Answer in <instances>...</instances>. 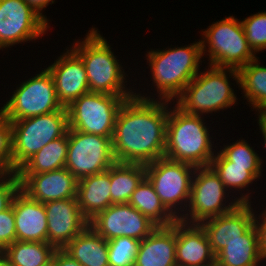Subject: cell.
Instances as JSON below:
<instances>
[{"instance_id": "8992f818", "label": "cell", "mask_w": 266, "mask_h": 266, "mask_svg": "<svg viewBox=\"0 0 266 266\" xmlns=\"http://www.w3.org/2000/svg\"><path fill=\"white\" fill-rule=\"evenodd\" d=\"M224 70L211 65L209 71L197 74L176 99V107L185 114L199 115L233 105L236 97Z\"/></svg>"}, {"instance_id": "e575fe53", "label": "cell", "mask_w": 266, "mask_h": 266, "mask_svg": "<svg viewBox=\"0 0 266 266\" xmlns=\"http://www.w3.org/2000/svg\"><path fill=\"white\" fill-rule=\"evenodd\" d=\"M16 241L15 218L12 205L0 213V250Z\"/></svg>"}, {"instance_id": "4dcf8cb0", "label": "cell", "mask_w": 266, "mask_h": 266, "mask_svg": "<svg viewBox=\"0 0 266 266\" xmlns=\"http://www.w3.org/2000/svg\"><path fill=\"white\" fill-rule=\"evenodd\" d=\"M107 242L109 266H134L140 240L122 236Z\"/></svg>"}, {"instance_id": "cb8c5ba5", "label": "cell", "mask_w": 266, "mask_h": 266, "mask_svg": "<svg viewBox=\"0 0 266 266\" xmlns=\"http://www.w3.org/2000/svg\"><path fill=\"white\" fill-rule=\"evenodd\" d=\"M261 260L258 231L254 224L241 239L228 243L215 255V266H257Z\"/></svg>"}, {"instance_id": "f1b7e54d", "label": "cell", "mask_w": 266, "mask_h": 266, "mask_svg": "<svg viewBox=\"0 0 266 266\" xmlns=\"http://www.w3.org/2000/svg\"><path fill=\"white\" fill-rule=\"evenodd\" d=\"M257 62L258 59L255 58L238 69V84L253 107L266 113V67Z\"/></svg>"}, {"instance_id": "d6a6232c", "label": "cell", "mask_w": 266, "mask_h": 266, "mask_svg": "<svg viewBox=\"0 0 266 266\" xmlns=\"http://www.w3.org/2000/svg\"><path fill=\"white\" fill-rule=\"evenodd\" d=\"M241 23L252 51L255 53L266 49V12H258Z\"/></svg>"}, {"instance_id": "8fae6325", "label": "cell", "mask_w": 266, "mask_h": 266, "mask_svg": "<svg viewBox=\"0 0 266 266\" xmlns=\"http://www.w3.org/2000/svg\"><path fill=\"white\" fill-rule=\"evenodd\" d=\"M146 178L153 185L156 194L159 196L164 206L177 218L176 211H173L176 204L180 201L190 199L192 170L196 167L185 163L167 159L165 157L146 164ZM187 199V200H186Z\"/></svg>"}, {"instance_id": "277c9868", "label": "cell", "mask_w": 266, "mask_h": 266, "mask_svg": "<svg viewBox=\"0 0 266 266\" xmlns=\"http://www.w3.org/2000/svg\"><path fill=\"white\" fill-rule=\"evenodd\" d=\"M85 40L72 47L73 51L82 59L89 85V92L107 93L121 97H132L123 86L124 75L120 64L97 30L89 31ZM78 46V47H77Z\"/></svg>"}, {"instance_id": "1f68e13d", "label": "cell", "mask_w": 266, "mask_h": 266, "mask_svg": "<svg viewBox=\"0 0 266 266\" xmlns=\"http://www.w3.org/2000/svg\"><path fill=\"white\" fill-rule=\"evenodd\" d=\"M219 152L232 165L248 166V170H261V159L243 140L227 146Z\"/></svg>"}, {"instance_id": "6da1fadb", "label": "cell", "mask_w": 266, "mask_h": 266, "mask_svg": "<svg viewBox=\"0 0 266 266\" xmlns=\"http://www.w3.org/2000/svg\"><path fill=\"white\" fill-rule=\"evenodd\" d=\"M166 107L139 95L124 101L111 139L115 162L146 165L164 157L169 112Z\"/></svg>"}, {"instance_id": "f546056e", "label": "cell", "mask_w": 266, "mask_h": 266, "mask_svg": "<svg viewBox=\"0 0 266 266\" xmlns=\"http://www.w3.org/2000/svg\"><path fill=\"white\" fill-rule=\"evenodd\" d=\"M209 166L227 188H244L261 176V170H248V166L232 165L221 153L213 157Z\"/></svg>"}, {"instance_id": "5b68a950", "label": "cell", "mask_w": 266, "mask_h": 266, "mask_svg": "<svg viewBox=\"0 0 266 266\" xmlns=\"http://www.w3.org/2000/svg\"><path fill=\"white\" fill-rule=\"evenodd\" d=\"M13 173L34 154L51 141L62 137L68 130V112L63 107L58 111L13 120Z\"/></svg>"}, {"instance_id": "ba28073f", "label": "cell", "mask_w": 266, "mask_h": 266, "mask_svg": "<svg viewBox=\"0 0 266 266\" xmlns=\"http://www.w3.org/2000/svg\"><path fill=\"white\" fill-rule=\"evenodd\" d=\"M128 98L96 92L81 95L67 107L68 128L112 137L117 113Z\"/></svg>"}, {"instance_id": "30bf717a", "label": "cell", "mask_w": 266, "mask_h": 266, "mask_svg": "<svg viewBox=\"0 0 266 266\" xmlns=\"http://www.w3.org/2000/svg\"><path fill=\"white\" fill-rule=\"evenodd\" d=\"M111 139L68 128L65 168L78 180L105 172L115 163Z\"/></svg>"}, {"instance_id": "f35d334b", "label": "cell", "mask_w": 266, "mask_h": 266, "mask_svg": "<svg viewBox=\"0 0 266 266\" xmlns=\"http://www.w3.org/2000/svg\"><path fill=\"white\" fill-rule=\"evenodd\" d=\"M24 1L28 3L41 16L42 13L40 12L42 8L46 7L51 1L52 3H54L53 0H24Z\"/></svg>"}, {"instance_id": "ab89813d", "label": "cell", "mask_w": 266, "mask_h": 266, "mask_svg": "<svg viewBox=\"0 0 266 266\" xmlns=\"http://www.w3.org/2000/svg\"><path fill=\"white\" fill-rule=\"evenodd\" d=\"M259 126L264 136L266 146V113H260L259 115Z\"/></svg>"}, {"instance_id": "3957f363", "label": "cell", "mask_w": 266, "mask_h": 266, "mask_svg": "<svg viewBox=\"0 0 266 266\" xmlns=\"http://www.w3.org/2000/svg\"><path fill=\"white\" fill-rule=\"evenodd\" d=\"M201 40L188 47L151 51L147 55L153 81L164 103L178 98L186 85L198 74L199 60L205 51Z\"/></svg>"}, {"instance_id": "d6986e66", "label": "cell", "mask_w": 266, "mask_h": 266, "mask_svg": "<svg viewBox=\"0 0 266 266\" xmlns=\"http://www.w3.org/2000/svg\"><path fill=\"white\" fill-rule=\"evenodd\" d=\"M255 219L250 204L239 203L231 211L202 222L213 254L216 255L228 243L241 239L255 224Z\"/></svg>"}, {"instance_id": "9c48e42d", "label": "cell", "mask_w": 266, "mask_h": 266, "mask_svg": "<svg viewBox=\"0 0 266 266\" xmlns=\"http://www.w3.org/2000/svg\"><path fill=\"white\" fill-rule=\"evenodd\" d=\"M62 108L56 95L53 77L46 68L22 83L0 111L13 121L48 114Z\"/></svg>"}, {"instance_id": "4316f807", "label": "cell", "mask_w": 266, "mask_h": 266, "mask_svg": "<svg viewBox=\"0 0 266 266\" xmlns=\"http://www.w3.org/2000/svg\"><path fill=\"white\" fill-rule=\"evenodd\" d=\"M145 177V165L115 162L110 167L111 204L128 203Z\"/></svg>"}, {"instance_id": "4fadbf2b", "label": "cell", "mask_w": 266, "mask_h": 266, "mask_svg": "<svg viewBox=\"0 0 266 266\" xmlns=\"http://www.w3.org/2000/svg\"><path fill=\"white\" fill-rule=\"evenodd\" d=\"M48 26L45 16L39 15L24 0H0V44L8 47L38 38Z\"/></svg>"}, {"instance_id": "9a60e30c", "label": "cell", "mask_w": 266, "mask_h": 266, "mask_svg": "<svg viewBox=\"0 0 266 266\" xmlns=\"http://www.w3.org/2000/svg\"><path fill=\"white\" fill-rule=\"evenodd\" d=\"M44 207L48 243L56 249H63L89 225V221L80 211L76 198L48 201L44 203Z\"/></svg>"}, {"instance_id": "2e32d148", "label": "cell", "mask_w": 266, "mask_h": 266, "mask_svg": "<svg viewBox=\"0 0 266 266\" xmlns=\"http://www.w3.org/2000/svg\"><path fill=\"white\" fill-rule=\"evenodd\" d=\"M17 176L20 180V189L41 203L76 198L78 179L66 168Z\"/></svg>"}, {"instance_id": "836d02e7", "label": "cell", "mask_w": 266, "mask_h": 266, "mask_svg": "<svg viewBox=\"0 0 266 266\" xmlns=\"http://www.w3.org/2000/svg\"><path fill=\"white\" fill-rule=\"evenodd\" d=\"M13 173L12 124L0 111V174Z\"/></svg>"}, {"instance_id": "ffe728a7", "label": "cell", "mask_w": 266, "mask_h": 266, "mask_svg": "<svg viewBox=\"0 0 266 266\" xmlns=\"http://www.w3.org/2000/svg\"><path fill=\"white\" fill-rule=\"evenodd\" d=\"M16 229V240L48 242L47 216L44 203L30 198L21 189L11 202Z\"/></svg>"}, {"instance_id": "484cf974", "label": "cell", "mask_w": 266, "mask_h": 266, "mask_svg": "<svg viewBox=\"0 0 266 266\" xmlns=\"http://www.w3.org/2000/svg\"><path fill=\"white\" fill-rule=\"evenodd\" d=\"M68 153V130L29 158L16 174H40L65 168Z\"/></svg>"}, {"instance_id": "d590c367", "label": "cell", "mask_w": 266, "mask_h": 266, "mask_svg": "<svg viewBox=\"0 0 266 266\" xmlns=\"http://www.w3.org/2000/svg\"><path fill=\"white\" fill-rule=\"evenodd\" d=\"M4 176L10 178L7 179ZM0 180H1L0 182V213H1L11 205L14 195L20 189V180L16 173H12V175L11 173L10 174L2 173L0 174Z\"/></svg>"}, {"instance_id": "60d3db41", "label": "cell", "mask_w": 266, "mask_h": 266, "mask_svg": "<svg viewBox=\"0 0 266 266\" xmlns=\"http://www.w3.org/2000/svg\"><path fill=\"white\" fill-rule=\"evenodd\" d=\"M0 266H10L3 250H0Z\"/></svg>"}, {"instance_id": "7402d4cb", "label": "cell", "mask_w": 266, "mask_h": 266, "mask_svg": "<svg viewBox=\"0 0 266 266\" xmlns=\"http://www.w3.org/2000/svg\"><path fill=\"white\" fill-rule=\"evenodd\" d=\"M110 168L78 180L76 199L82 215L90 221L111 205Z\"/></svg>"}, {"instance_id": "44dd1931", "label": "cell", "mask_w": 266, "mask_h": 266, "mask_svg": "<svg viewBox=\"0 0 266 266\" xmlns=\"http://www.w3.org/2000/svg\"><path fill=\"white\" fill-rule=\"evenodd\" d=\"M134 266H177L176 221L157 227L140 241Z\"/></svg>"}, {"instance_id": "603a6c76", "label": "cell", "mask_w": 266, "mask_h": 266, "mask_svg": "<svg viewBox=\"0 0 266 266\" xmlns=\"http://www.w3.org/2000/svg\"><path fill=\"white\" fill-rule=\"evenodd\" d=\"M63 250L81 266H109L108 242L89 225Z\"/></svg>"}, {"instance_id": "83f0119b", "label": "cell", "mask_w": 266, "mask_h": 266, "mask_svg": "<svg viewBox=\"0 0 266 266\" xmlns=\"http://www.w3.org/2000/svg\"><path fill=\"white\" fill-rule=\"evenodd\" d=\"M56 248L48 242L15 241L3 252L10 266H42L49 262Z\"/></svg>"}, {"instance_id": "7c38bea8", "label": "cell", "mask_w": 266, "mask_h": 266, "mask_svg": "<svg viewBox=\"0 0 266 266\" xmlns=\"http://www.w3.org/2000/svg\"><path fill=\"white\" fill-rule=\"evenodd\" d=\"M199 171V172H198ZM196 178L192 180L189 208L193 224H201L207 219L214 218L234 209L239 203H249L248 196H242L234 203L223 206L226 187L219 176L210 167H196L193 171ZM225 188V189H224ZM223 206V207H222Z\"/></svg>"}, {"instance_id": "7a4b0ae2", "label": "cell", "mask_w": 266, "mask_h": 266, "mask_svg": "<svg viewBox=\"0 0 266 266\" xmlns=\"http://www.w3.org/2000/svg\"><path fill=\"white\" fill-rule=\"evenodd\" d=\"M200 115L185 114L179 108L168 112L164 157L195 167H207L214 157L208 129Z\"/></svg>"}, {"instance_id": "ac0fdd59", "label": "cell", "mask_w": 266, "mask_h": 266, "mask_svg": "<svg viewBox=\"0 0 266 266\" xmlns=\"http://www.w3.org/2000/svg\"><path fill=\"white\" fill-rule=\"evenodd\" d=\"M56 89L58 101L68 107L81 95L89 93L86 69L82 59L73 51H67L48 68Z\"/></svg>"}, {"instance_id": "d4e9b609", "label": "cell", "mask_w": 266, "mask_h": 266, "mask_svg": "<svg viewBox=\"0 0 266 266\" xmlns=\"http://www.w3.org/2000/svg\"><path fill=\"white\" fill-rule=\"evenodd\" d=\"M128 203L157 227L171 226L178 219L164 206L146 177L132 193Z\"/></svg>"}, {"instance_id": "5bb4252c", "label": "cell", "mask_w": 266, "mask_h": 266, "mask_svg": "<svg viewBox=\"0 0 266 266\" xmlns=\"http://www.w3.org/2000/svg\"><path fill=\"white\" fill-rule=\"evenodd\" d=\"M89 226L107 241L122 236L141 241L157 228L129 203L111 204L91 219Z\"/></svg>"}, {"instance_id": "74e56055", "label": "cell", "mask_w": 266, "mask_h": 266, "mask_svg": "<svg viewBox=\"0 0 266 266\" xmlns=\"http://www.w3.org/2000/svg\"><path fill=\"white\" fill-rule=\"evenodd\" d=\"M54 266H81L74 258L63 249H56L54 252Z\"/></svg>"}, {"instance_id": "b9f144b4", "label": "cell", "mask_w": 266, "mask_h": 266, "mask_svg": "<svg viewBox=\"0 0 266 266\" xmlns=\"http://www.w3.org/2000/svg\"><path fill=\"white\" fill-rule=\"evenodd\" d=\"M42 266H54V254H53L52 259L49 262H47L46 264L42 265Z\"/></svg>"}, {"instance_id": "8d00e7d4", "label": "cell", "mask_w": 266, "mask_h": 266, "mask_svg": "<svg viewBox=\"0 0 266 266\" xmlns=\"http://www.w3.org/2000/svg\"><path fill=\"white\" fill-rule=\"evenodd\" d=\"M264 216V218H263ZM262 223L260 224L257 219L255 220V226L258 231L259 248L262 255V259L266 258V211L262 214Z\"/></svg>"}, {"instance_id": "e0dca14e", "label": "cell", "mask_w": 266, "mask_h": 266, "mask_svg": "<svg viewBox=\"0 0 266 266\" xmlns=\"http://www.w3.org/2000/svg\"><path fill=\"white\" fill-rule=\"evenodd\" d=\"M185 216L176 220V263L177 266H215L209 238L201 224L189 225ZM188 225V226H186Z\"/></svg>"}, {"instance_id": "52a82bcc", "label": "cell", "mask_w": 266, "mask_h": 266, "mask_svg": "<svg viewBox=\"0 0 266 266\" xmlns=\"http://www.w3.org/2000/svg\"><path fill=\"white\" fill-rule=\"evenodd\" d=\"M203 34L209 43L210 66L228 68L238 83V69L256 58L242 23L230 16L209 26Z\"/></svg>"}]
</instances>
